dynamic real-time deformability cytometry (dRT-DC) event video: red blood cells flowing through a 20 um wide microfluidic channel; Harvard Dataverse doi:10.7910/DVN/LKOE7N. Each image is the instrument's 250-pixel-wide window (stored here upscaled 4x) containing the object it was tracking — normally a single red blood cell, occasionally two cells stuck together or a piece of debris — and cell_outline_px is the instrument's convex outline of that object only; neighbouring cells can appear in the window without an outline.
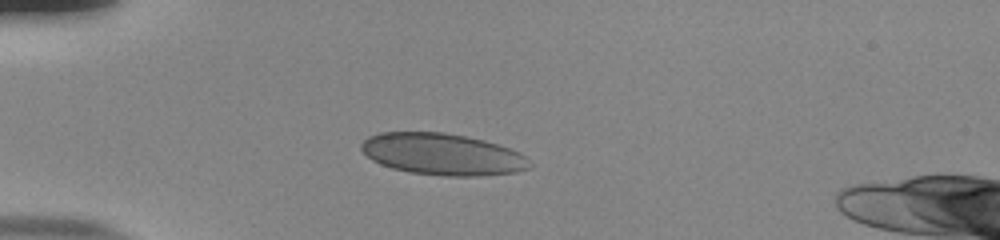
{"species": "human", "species_latin": "Homo sapiens", "temperature_condition": "room temperature", "stored_images_in_passage": 39, "camera_frame_rate_fps": 3000, "um_per_image_px": 0.085, "donor": {"sex": "male"}, "frame": {"image": 1, "passage_image": 1, "time_ms": 0.0, "image_size_px": [1000, 240], "cell_outline_px": [[532, 164], [528, 168], [516, 172], [480, 176], [444, 176], [408, 172], [392, 168], [380, 164], [372, 160], [360, 148], [360, 144], [368, 136], [380, 132], [444, 132], [484, 140], [520, 152]], "centroid_in_image_um": [37.58, 13.11], "position_along_channel_um": 47.4, "area_um2": 40.86}}
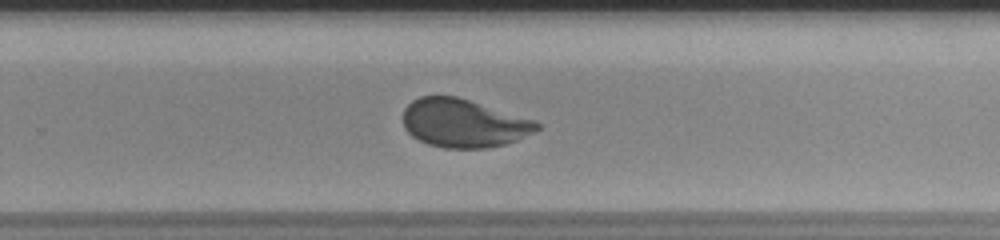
{"frame": {"image": 2, "passage_image": 22, "time_ms": 7.0, "image_size_px": [1000, 240], "cell_outline_px": [[540, 128], [516, 140], [504, 144], [488, 148], [444, 148], [428, 144], [412, 136], [404, 128], [404, 108], [412, 100], [420, 96], [456, 96], [536, 120], [540, 124]], "centroid_in_image_um": [39.39, 10.47], "position_along_channel_um": 290.4, "area_um2": 37.57}}
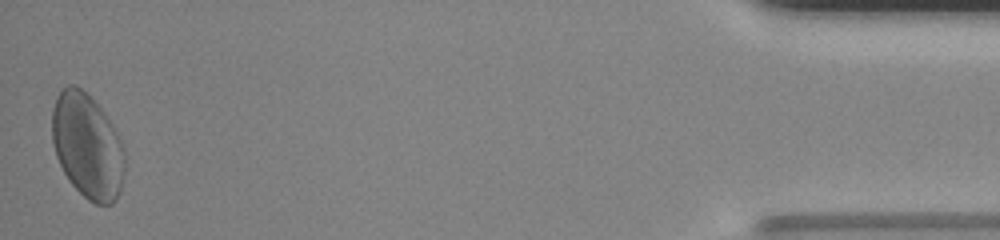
{"frame": {"image": 3, "passage_image": 39, "time_ms": 12.667, "image_size_px": [1000, 240], "cell_outline_px": [[124, 172], [120, 192], [116, 200], [112, 204], [96, 204], [88, 200], [68, 180], [56, 156], [52, 144], [52, 108], [56, 96], [68, 84], [76, 84], [104, 112], [112, 124], [124, 148]], "centroid_in_image_um": [7.42, 12.42], "position_along_channel_um": 427.8, "area_um2": 44.33}, "authors_computed_cell_mechanics": {"area_um2": 38.6682, "velocity_mm_per_s": 3.855, "shape_relaxation_time_tau1_ms": 4.906, "shape_relaxation_time_tau2_ms": null, "deformation_change_tau1": 0.1489, "deformation_change_tau2": null}}